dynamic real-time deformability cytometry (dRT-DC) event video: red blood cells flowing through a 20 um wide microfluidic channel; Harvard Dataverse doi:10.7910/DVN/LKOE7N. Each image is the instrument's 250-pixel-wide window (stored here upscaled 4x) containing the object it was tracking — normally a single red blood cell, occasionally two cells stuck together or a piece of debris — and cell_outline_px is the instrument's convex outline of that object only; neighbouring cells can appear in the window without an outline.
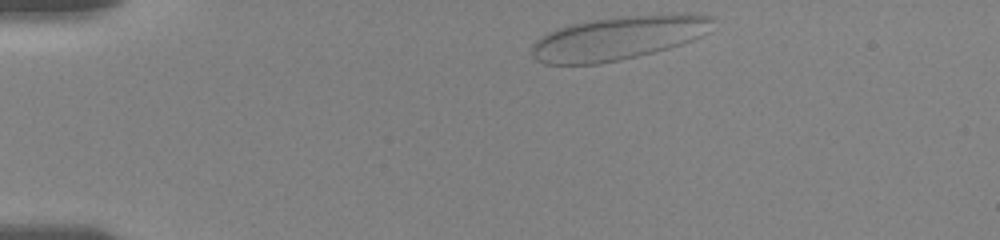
{"species": "human", "species_latin": "Homo sapiens", "temperature_condition": "room temperature", "stored_images_in_passage": 11, "camera_frame_rate_fps": 3000, "um_per_image_px": 0.085, "donor": {"sex": "female"}, "frame": {"image": 1, "passage_image": 1, "time_ms": 0.0, "image_size_px": [1000, 240], "cell_outline_px": [[712, 20], [708, 32], [692, 40], [668, 48], [620, 60], [600, 64], [544, 64], [536, 60], [532, 56], [532, 44], [540, 36], [548, 32], [572, 24], [596, 20], [624, 16], [684, 12], [712, 16]], "centroid_in_image_um": [52.55, 3.23], "position_along_channel_um": 32.5, "area_um2": 45.89}}
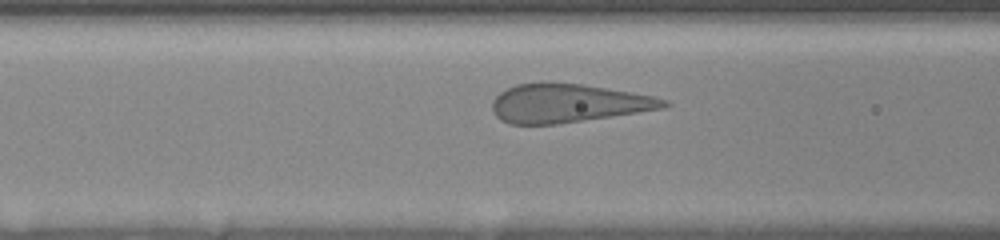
{"frame": {"image": 2, "passage_image": 10, "time_ms": 4.0, "image_size_px": [1000, 240], "cell_outline_px": [[672, 104], [664, 108], [560, 124], [508, 124], [500, 120], [492, 112], [492, 100], [500, 92], [516, 84], [544, 80], [584, 84], [652, 96], [668, 100]], "centroid_in_image_um": [48.22, 8.76], "position_along_channel_um": 118.4, "area_um2": 39.13}}
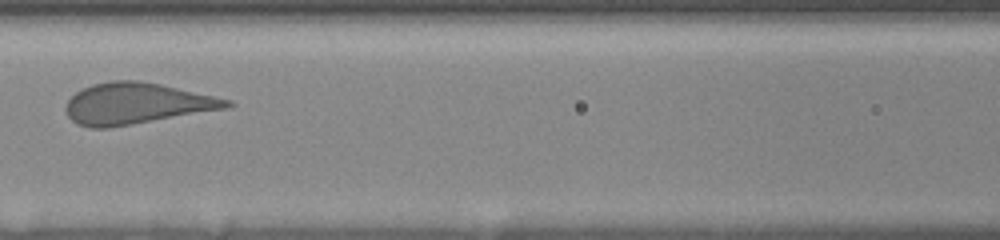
{"frame": {"image": 3, "passage_image": 11, "time_ms": 5.0, "image_size_px": [1000, 240], "cell_outline_px": [[236, 104], [228, 108], [108, 128], [88, 128], [76, 124], [68, 116], [64, 108], [68, 100], [76, 92], [92, 84], [112, 80], [140, 80], [160, 84], [232, 100]], "centroid_in_image_um": [11.58, 8.8], "position_along_channel_um": 155.0, "area_um2": 38.61}}